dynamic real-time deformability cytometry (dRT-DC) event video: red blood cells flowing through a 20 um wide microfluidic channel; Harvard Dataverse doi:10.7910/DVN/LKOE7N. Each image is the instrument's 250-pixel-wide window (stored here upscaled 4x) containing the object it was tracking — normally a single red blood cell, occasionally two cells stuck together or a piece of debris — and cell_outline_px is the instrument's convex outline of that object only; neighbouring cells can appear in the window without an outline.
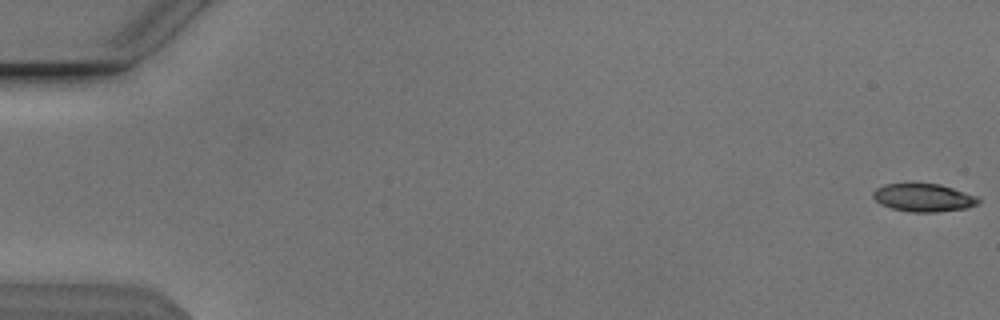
{"species": "Egyptian fruit bat (a non-hibernating species)", "species_latin": "Rousettus aegyptiacus", "temperature_condition": "cold", "stored_images_in_passage": 54, "camera_frame_rate_fps": 3000, "um_per_image_px": 0.085, "animal": {"sex": "male"}, "frame": {"image": 1, "passage_image": 1, "time_ms": 0.0, "image_size_px": [1000, 320], "cell_outline_px": [[980, 204], [968, 208], [936, 212], [912, 212], [892, 208], [880, 204], [872, 196], [872, 192], [876, 188], [884, 184], [940, 184], [976, 196], [980, 200]], "centroid_in_image_um": [78.5, 16.81], "position_along_channel_um": 6.5, "area_um2": 17.11}}
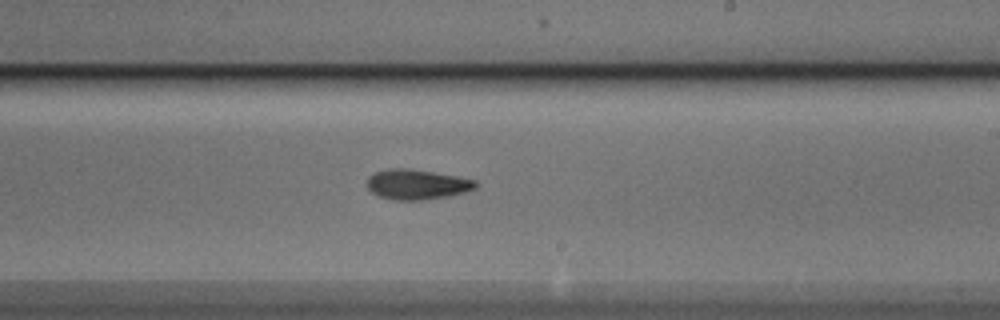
{"frame": {"image": 2, "passage_image": 33, "time_ms": 10.667, "image_size_px": [1000, 320], "cell_outline_px": [[476, 188], [468, 192], [452, 196], [420, 200], [392, 200], [380, 196], [372, 192], [368, 188], [368, 176], [376, 172], [388, 168], [408, 168], [456, 176], [476, 180]], "centroid_in_image_um": [35.46, 15.68], "position_along_channel_um": 253.5, "area_um2": 19.07}}
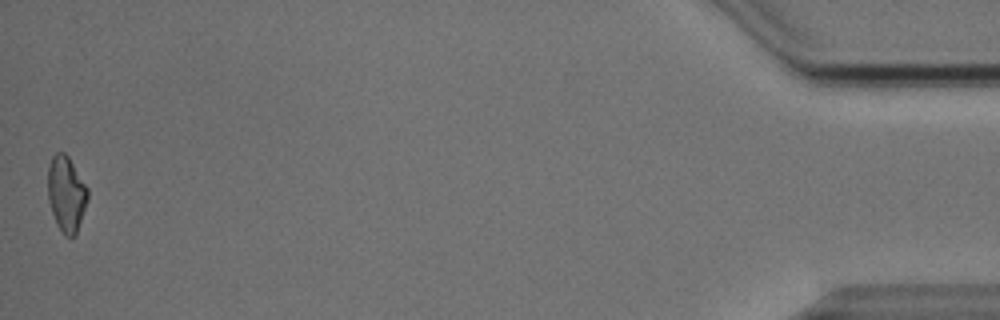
{"frame": {"image": 3, "passage_image": 54, "time_ms": 17.667, "image_size_px": [1000, 320], "cell_outline_px": [[88, 200], [76, 236], [64, 236], [56, 224], [48, 200], [48, 164], [52, 156], [56, 152], [64, 152], [68, 156], [88, 188]], "centroid_in_image_um": [5.64, 16.49], "position_along_channel_um": 429.6, "area_um2": 17.74}, "authors_computed_cell_mechanics": {"area_um2": 18.1203, "velocity_mm_per_s": 3.8425, "shape_relaxation_time_tau1_ms": 4.253, "shape_relaxation_time_tau2_ms": 3.4701, "deformation_change_tau1": 0.1499, "deformation_change_tau2": 0.1069}}